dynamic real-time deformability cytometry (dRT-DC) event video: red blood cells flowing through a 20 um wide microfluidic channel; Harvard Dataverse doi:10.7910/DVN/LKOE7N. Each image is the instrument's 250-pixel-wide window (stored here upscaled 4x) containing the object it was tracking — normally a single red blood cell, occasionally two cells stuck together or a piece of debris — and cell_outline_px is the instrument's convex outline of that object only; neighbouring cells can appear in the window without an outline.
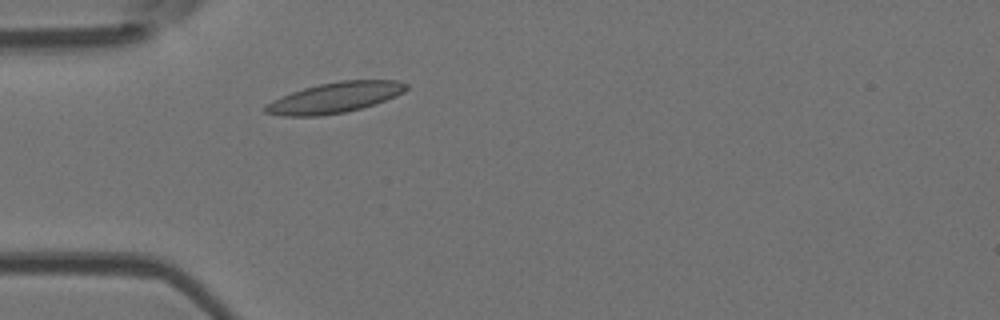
{"species": "Egyptian fruit bat (a non-hibernating species)", "species_latin": "Rousettus aegyptiacus", "temperature_condition": "room temperature", "stored_images_in_passage": 2, "camera_frame_rate_fps": 3000, "um_per_image_px": 0.085, "animal": {"sex": "female"}, "frame": {"image": 1, "passage_image": 2, "time_ms": 2.0, "image_size_px": [1000, 320], "cell_outline_px": [[408, 88], [404, 92], [396, 96], [360, 108], [344, 112], [316, 116], [284, 116], [264, 112], [260, 108], [272, 100], [292, 92], [304, 88], [320, 84], [340, 80], [400, 80], [408, 84]], "centroid_in_image_um": [28.44, 8.29], "position_along_channel_um": 56.6, "area_um2": 24.91}}